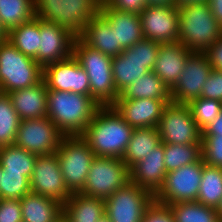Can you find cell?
Masks as SVG:
<instances>
[{"label": "cell", "mask_w": 222, "mask_h": 222, "mask_svg": "<svg viewBox=\"0 0 222 222\" xmlns=\"http://www.w3.org/2000/svg\"><path fill=\"white\" fill-rule=\"evenodd\" d=\"M133 130L113 106H100L81 136L95 156L123 158Z\"/></svg>", "instance_id": "6da1fadb"}, {"label": "cell", "mask_w": 222, "mask_h": 222, "mask_svg": "<svg viewBox=\"0 0 222 222\" xmlns=\"http://www.w3.org/2000/svg\"><path fill=\"white\" fill-rule=\"evenodd\" d=\"M47 117L64 136L82 135L100 105L90 96L48 89Z\"/></svg>", "instance_id": "7a4b0ae2"}, {"label": "cell", "mask_w": 222, "mask_h": 222, "mask_svg": "<svg viewBox=\"0 0 222 222\" xmlns=\"http://www.w3.org/2000/svg\"><path fill=\"white\" fill-rule=\"evenodd\" d=\"M179 36L192 52H205L222 36V25L214 17L208 2L180 5Z\"/></svg>", "instance_id": "3957f363"}, {"label": "cell", "mask_w": 222, "mask_h": 222, "mask_svg": "<svg viewBox=\"0 0 222 222\" xmlns=\"http://www.w3.org/2000/svg\"><path fill=\"white\" fill-rule=\"evenodd\" d=\"M73 56L88 75L90 96L100 106H112L119 97L112 74L113 57L86 45L79 37L73 43Z\"/></svg>", "instance_id": "277c9868"}, {"label": "cell", "mask_w": 222, "mask_h": 222, "mask_svg": "<svg viewBox=\"0 0 222 222\" xmlns=\"http://www.w3.org/2000/svg\"><path fill=\"white\" fill-rule=\"evenodd\" d=\"M102 0H34L35 16L65 28L76 38L100 13Z\"/></svg>", "instance_id": "5b68a950"}, {"label": "cell", "mask_w": 222, "mask_h": 222, "mask_svg": "<svg viewBox=\"0 0 222 222\" xmlns=\"http://www.w3.org/2000/svg\"><path fill=\"white\" fill-rule=\"evenodd\" d=\"M43 80V68L7 39L0 41V92L28 88Z\"/></svg>", "instance_id": "8992f818"}, {"label": "cell", "mask_w": 222, "mask_h": 222, "mask_svg": "<svg viewBox=\"0 0 222 222\" xmlns=\"http://www.w3.org/2000/svg\"><path fill=\"white\" fill-rule=\"evenodd\" d=\"M55 154L67 189L80 193L95 157L88 142L81 135L63 136Z\"/></svg>", "instance_id": "52a82bcc"}, {"label": "cell", "mask_w": 222, "mask_h": 222, "mask_svg": "<svg viewBox=\"0 0 222 222\" xmlns=\"http://www.w3.org/2000/svg\"><path fill=\"white\" fill-rule=\"evenodd\" d=\"M160 43L143 39L112 59V74L118 93L132 82L153 71Z\"/></svg>", "instance_id": "ba28073f"}, {"label": "cell", "mask_w": 222, "mask_h": 222, "mask_svg": "<svg viewBox=\"0 0 222 222\" xmlns=\"http://www.w3.org/2000/svg\"><path fill=\"white\" fill-rule=\"evenodd\" d=\"M129 181V168L122 158L95 156L80 193L106 199Z\"/></svg>", "instance_id": "9c48e42d"}, {"label": "cell", "mask_w": 222, "mask_h": 222, "mask_svg": "<svg viewBox=\"0 0 222 222\" xmlns=\"http://www.w3.org/2000/svg\"><path fill=\"white\" fill-rule=\"evenodd\" d=\"M157 128L164 144L202 143V131L197 126L188 104L168 103Z\"/></svg>", "instance_id": "30bf717a"}, {"label": "cell", "mask_w": 222, "mask_h": 222, "mask_svg": "<svg viewBox=\"0 0 222 222\" xmlns=\"http://www.w3.org/2000/svg\"><path fill=\"white\" fill-rule=\"evenodd\" d=\"M203 159L167 172L162 187L154 195V201L169 205L196 201L202 180Z\"/></svg>", "instance_id": "8fae6325"}, {"label": "cell", "mask_w": 222, "mask_h": 222, "mask_svg": "<svg viewBox=\"0 0 222 222\" xmlns=\"http://www.w3.org/2000/svg\"><path fill=\"white\" fill-rule=\"evenodd\" d=\"M154 195L129 181L105 199L106 215L111 222H142Z\"/></svg>", "instance_id": "7c38bea8"}, {"label": "cell", "mask_w": 222, "mask_h": 222, "mask_svg": "<svg viewBox=\"0 0 222 222\" xmlns=\"http://www.w3.org/2000/svg\"><path fill=\"white\" fill-rule=\"evenodd\" d=\"M63 136L49 117L24 119L14 144L38 156L53 155Z\"/></svg>", "instance_id": "4fadbf2b"}, {"label": "cell", "mask_w": 222, "mask_h": 222, "mask_svg": "<svg viewBox=\"0 0 222 222\" xmlns=\"http://www.w3.org/2000/svg\"><path fill=\"white\" fill-rule=\"evenodd\" d=\"M212 69L205 52H192L177 83L170 89L172 102L189 104L192 100L200 98L203 85Z\"/></svg>", "instance_id": "5bb4252c"}, {"label": "cell", "mask_w": 222, "mask_h": 222, "mask_svg": "<svg viewBox=\"0 0 222 222\" xmlns=\"http://www.w3.org/2000/svg\"><path fill=\"white\" fill-rule=\"evenodd\" d=\"M31 192L64 204L72 195L67 189L56 154L37 156L30 179Z\"/></svg>", "instance_id": "9a60e30c"}, {"label": "cell", "mask_w": 222, "mask_h": 222, "mask_svg": "<svg viewBox=\"0 0 222 222\" xmlns=\"http://www.w3.org/2000/svg\"><path fill=\"white\" fill-rule=\"evenodd\" d=\"M139 16L145 39L159 43L178 42L180 26L177 6L147 5Z\"/></svg>", "instance_id": "2e32d148"}, {"label": "cell", "mask_w": 222, "mask_h": 222, "mask_svg": "<svg viewBox=\"0 0 222 222\" xmlns=\"http://www.w3.org/2000/svg\"><path fill=\"white\" fill-rule=\"evenodd\" d=\"M43 80L48 89L90 95L89 78L73 54L43 68Z\"/></svg>", "instance_id": "e0dca14e"}, {"label": "cell", "mask_w": 222, "mask_h": 222, "mask_svg": "<svg viewBox=\"0 0 222 222\" xmlns=\"http://www.w3.org/2000/svg\"><path fill=\"white\" fill-rule=\"evenodd\" d=\"M40 36L37 63L42 68L73 54L76 37L65 28L40 19Z\"/></svg>", "instance_id": "ac0fdd59"}, {"label": "cell", "mask_w": 222, "mask_h": 222, "mask_svg": "<svg viewBox=\"0 0 222 222\" xmlns=\"http://www.w3.org/2000/svg\"><path fill=\"white\" fill-rule=\"evenodd\" d=\"M169 102L158 99L116 100L112 105L134 129L158 127L162 112Z\"/></svg>", "instance_id": "d6986e66"}, {"label": "cell", "mask_w": 222, "mask_h": 222, "mask_svg": "<svg viewBox=\"0 0 222 222\" xmlns=\"http://www.w3.org/2000/svg\"><path fill=\"white\" fill-rule=\"evenodd\" d=\"M130 181L155 195L162 187L167 173L164 164V143L155 149L130 169Z\"/></svg>", "instance_id": "ffe728a7"}, {"label": "cell", "mask_w": 222, "mask_h": 222, "mask_svg": "<svg viewBox=\"0 0 222 222\" xmlns=\"http://www.w3.org/2000/svg\"><path fill=\"white\" fill-rule=\"evenodd\" d=\"M115 29L117 45L123 50L128 49L144 39L141 19L138 14L122 12L111 8L104 0L99 13Z\"/></svg>", "instance_id": "44dd1931"}, {"label": "cell", "mask_w": 222, "mask_h": 222, "mask_svg": "<svg viewBox=\"0 0 222 222\" xmlns=\"http://www.w3.org/2000/svg\"><path fill=\"white\" fill-rule=\"evenodd\" d=\"M191 53L181 42L160 43L153 72L171 89Z\"/></svg>", "instance_id": "7402d4cb"}, {"label": "cell", "mask_w": 222, "mask_h": 222, "mask_svg": "<svg viewBox=\"0 0 222 222\" xmlns=\"http://www.w3.org/2000/svg\"><path fill=\"white\" fill-rule=\"evenodd\" d=\"M47 92L44 80L36 85L9 92L12 105L21 120L47 117Z\"/></svg>", "instance_id": "603a6c76"}, {"label": "cell", "mask_w": 222, "mask_h": 222, "mask_svg": "<svg viewBox=\"0 0 222 222\" xmlns=\"http://www.w3.org/2000/svg\"><path fill=\"white\" fill-rule=\"evenodd\" d=\"M79 38L88 46L111 57L118 56L123 49L117 45L115 29L100 15L94 16L86 25Z\"/></svg>", "instance_id": "cb8c5ba5"}, {"label": "cell", "mask_w": 222, "mask_h": 222, "mask_svg": "<svg viewBox=\"0 0 222 222\" xmlns=\"http://www.w3.org/2000/svg\"><path fill=\"white\" fill-rule=\"evenodd\" d=\"M23 222H54L63 214V204L40 194L29 192L20 199Z\"/></svg>", "instance_id": "d4e9b609"}, {"label": "cell", "mask_w": 222, "mask_h": 222, "mask_svg": "<svg viewBox=\"0 0 222 222\" xmlns=\"http://www.w3.org/2000/svg\"><path fill=\"white\" fill-rule=\"evenodd\" d=\"M63 214L70 222H97L106 214L105 199L73 193L63 204Z\"/></svg>", "instance_id": "484cf974"}, {"label": "cell", "mask_w": 222, "mask_h": 222, "mask_svg": "<svg viewBox=\"0 0 222 222\" xmlns=\"http://www.w3.org/2000/svg\"><path fill=\"white\" fill-rule=\"evenodd\" d=\"M158 99L172 102L169 87L153 72L149 71L119 93L117 100Z\"/></svg>", "instance_id": "4316f807"}, {"label": "cell", "mask_w": 222, "mask_h": 222, "mask_svg": "<svg viewBox=\"0 0 222 222\" xmlns=\"http://www.w3.org/2000/svg\"><path fill=\"white\" fill-rule=\"evenodd\" d=\"M161 143V137L157 127L135 128L128 143L126 152L122 158L130 169L134 164L146 157Z\"/></svg>", "instance_id": "83f0119b"}, {"label": "cell", "mask_w": 222, "mask_h": 222, "mask_svg": "<svg viewBox=\"0 0 222 222\" xmlns=\"http://www.w3.org/2000/svg\"><path fill=\"white\" fill-rule=\"evenodd\" d=\"M40 37V18L37 16L12 28L7 33V40L21 53L33 58L36 62Z\"/></svg>", "instance_id": "f1b7e54d"}, {"label": "cell", "mask_w": 222, "mask_h": 222, "mask_svg": "<svg viewBox=\"0 0 222 222\" xmlns=\"http://www.w3.org/2000/svg\"><path fill=\"white\" fill-rule=\"evenodd\" d=\"M37 154L10 144L0 147V165L2 171L24 175L31 179Z\"/></svg>", "instance_id": "f546056e"}, {"label": "cell", "mask_w": 222, "mask_h": 222, "mask_svg": "<svg viewBox=\"0 0 222 222\" xmlns=\"http://www.w3.org/2000/svg\"><path fill=\"white\" fill-rule=\"evenodd\" d=\"M196 201L218 209L222 202V168L203 162L202 180Z\"/></svg>", "instance_id": "4dcf8cb0"}, {"label": "cell", "mask_w": 222, "mask_h": 222, "mask_svg": "<svg viewBox=\"0 0 222 222\" xmlns=\"http://www.w3.org/2000/svg\"><path fill=\"white\" fill-rule=\"evenodd\" d=\"M33 17L34 0H0V23L7 33Z\"/></svg>", "instance_id": "1f68e13d"}, {"label": "cell", "mask_w": 222, "mask_h": 222, "mask_svg": "<svg viewBox=\"0 0 222 222\" xmlns=\"http://www.w3.org/2000/svg\"><path fill=\"white\" fill-rule=\"evenodd\" d=\"M168 206L175 222H221L216 208L197 201L172 203Z\"/></svg>", "instance_id": "d6a6232c"}, {"label": "cell", "mask_w": 222, "mask_h": 222, "mask_svg": "<svg viewBox=\"0 0 222 222\" xmlns=\"http://www.w3.org/2000/svg\"><path fill=\"white\" fill-rule=\"evenodd\" d=\"M202 158L201 144H164V164L167 172Z\"/></svg>", "instance_id": "836d02e7"}, {"label": "cell", "mask_w": 222, "mask_h": 222, "mask_svg": "<svg viewBox=\"0 0 222 222\" xmlns=\"http://www.w3.org/2000/svg\"><path fill=\"white\" fill-rule=\"evenodd\" d=\"M20 122L8 93L0 92V147L14 144Z\"/></svg>", "instance_id": "e575fe53"}, {"label": "cell", "mask_w": 222, "mask_h": 222, "mask_svg": "<svg viewBox=\"0 0 222 222\" xmlns=\"http://www.w3.org/2000/svg\"><path fill=\"white\" fill-rule=\"evenodd\" d=\"M188 105L201 131L217 118L222 108L221 101L202 97L192 100Z\"/></svg>", "instance_id": "d590c367"}, {"label": "cell", "mask_w": 222, "mask_h": 222, "mask_svg": "<svg viewBox=\"0 0 222 222\" xmlns=\"http://www.w3.org/2000/svg\"><path fill=\"white\" fill-rule=\"evenodd\" d=\"M31 192L30 179L24 175L2 172L0 199H21Z\"/></svg>", "instance_id": "8d00e7d4"}, {"label": "cell", "mask_w": 222, "mask_h": 222, "mask_svg": "<svg viewBox=\"0 0 222 222\" xmlns=\"http://www.w3.org/2000/svg\"><path fill=\"white\" fill-rule=\"evenodd\" d=\"M201 151L205 164L222 168V136H202Z\"/></svg>", "instance_id": "74e56055"}, {"label": "cell", "mask_w": 222, "mask_h": 222, "mask_svg": "<svg viewBox=\"0 0 222 222\" xmlns=\"http://www.w3.org/2000/svg\"><path fill=\"white\" fill-rule=\"evenodd\" d=\"M201 97L222 102V71L212 69L203 85Z\"/></svg>", "instance_id": "f35d334b"}, {"label": "cell", "mask_w": 222, "mask_h": 222, "mask_svg": "<svg viewBox=\"0 0 222 222\" xmlns=\"http://www.w3.org/2000/svg\"><path fill=\"white\" fill-rule=\"evenodd\" d=\"M0 222H23L20 199H0Z\"/></svg>", "instance_id": "ab89813d"}, {"label": "cell", "mask_w": 222, "mask_h": 222, "mask_svg": "<svg viewBox=\"0 0 222 222\" xmlns=\"http://www.w3.org/2000/svg\"><path fill=\"white\" fill-rule=\"evenodd\" d=\"M142 222H175L169 206L155 201L146 209Z\"/></svg>", "instance_id": "60d3db41"}, {"label": "cell", "mask_w": 222, "mask_h": 222, "mask_svg": "<svg viewBox=\"0 0 222 222\" xmlns=\"http://www.w3.org/2000/svg\"><path fill=\"white\" fill-rule=\"evenodd\" d=\"M111 8L122 11L140 14L147 6L145 0H104Z\"/></svg>", "instance_id": "b9f144b4"}, {"label": "cell", "mask_w": 222, "mask_h": 222, "mask_svg": "<svg viewBox=\"0 0 222 222\" xmlns=\"http://www.w3.org/2000/svg\"><path fill=\"white\" fill-rule=\"evenodd\" d=\"M205 54L212 68L222 71V36L205 51Z\"/></svg>", "instance_id": "7bdbcfd3"}, {"label": "cell", "mask_w": 222, "mask_h": 222, "mask_svg": "<svg viewBox=\"0 0 222 222\" xmlns=\"http://www.w3.org/2000/svg\"><path fill=\"white\" fill-rule=\"evenodd\" d=\"M202 136H222V108L217 118L202 131Z\"/></svg>", "instance_id": "ee69618b"}, {"label": "cell", "mask_w": 222, "mask_h": 222, "mask_svg": "<svg viewBox=\"0 0 222 222\" xmlns=\"http://www.w3.org/2000/svg\"><path fill=\"white\" fill-rule=\"evenodd\" d=\"M208 3L214 17L222 25V0H208Z\"/></svg>", "instance_id": "f6af8a7d"}, {"label": "cell", "mask_w": 222, "mask_h": 222, "mask_svg": "<svg viewBox=\"0 0 222 222\" xmlns=\"http://www.w3.org/2000/svg\"><path fill=\"white\" fill-rule=\"evenodd\" d=\"M145 2L150 6H177L175 0H145Z\"/></svg>", "instance_id": "bcb514c9"}, {"label": "cell", "mask_w": 222, "mask_h": 222, "mask_svg": "<svg viewBox=\"0 0 222 222\" xmlns=\"http://www.w3.org/2000/svg\"><path fill=\"white\" fill-rule=\"evenodd\" d=\"M177 6L208 2V0H175Z\"/></svg>", "instance_id": "7dc6e473"}, {"label": "cell", "mask_w": 222, "mask_h": 222, "mask_svg": "<svg viewBox=\"0 0 222 222\" xmlns=\"http://www.w3.org/2000/svg\"><path fill=\"white\" fill-rule=\"evenodd\" d=\"M7 39V32L3 29L0 23V41Z\"/></svg>", "instance_id": "c3c4849f"}, {"label": "cell", "mask_w": 222, "mask_h": 222, "mask_svg": "<svg viewBox=\"0 0 222 222\" xmlns=\"http://www.w3.org/2000/svg\"><path fill=\"white\" fill-rule=\"evenodd\" d=\"M54 222H70L64 214H61Z\"/></svg>", "instance_id": "681fc988"}, {"label": "cell", "mask_w": 222, "mask_h": 222, "mask_svg": "<svg viewBox=\"0 0 222 222\" xmlns=\"http://www.w3.org/2000/svg\"><path fill=\"white\" fill-rule=\"evenodd\" d=\"M97 222H111V220L109 219V217L105 214L103 215L101 218H99V220Z\"/></svg>", "instance_id": "f907efd6"}, {"label": "cell", "mask_w": 222, "mask_h": 222, "mask_svg": "<svg viewBox=\"0 0 222 222\" xmlns=\"http://www.w3.org/2000/svg\"><path fill=\"white\" fill-rule=\"evenodd\" d=\"M217 211L219 213V217H220V220L222 222V202H221L220 206L218 207Z\"/></svg>", "instance_id": "816d5d0a"}, {"label": "cell", "mask_w": 222, "mask_h": 222, "mask_svg": "<svg viewBox=\"0 0 222 222\" xmlns=\"http://www.w3.org/2000/svg\"><path fill=\"white\" fill-rule=\"evenodd\" d=\"M2 167H1V165H0V180L2 179Z\"/></svg>", "instance_id": "f5cc1de1"}]
</instances>
